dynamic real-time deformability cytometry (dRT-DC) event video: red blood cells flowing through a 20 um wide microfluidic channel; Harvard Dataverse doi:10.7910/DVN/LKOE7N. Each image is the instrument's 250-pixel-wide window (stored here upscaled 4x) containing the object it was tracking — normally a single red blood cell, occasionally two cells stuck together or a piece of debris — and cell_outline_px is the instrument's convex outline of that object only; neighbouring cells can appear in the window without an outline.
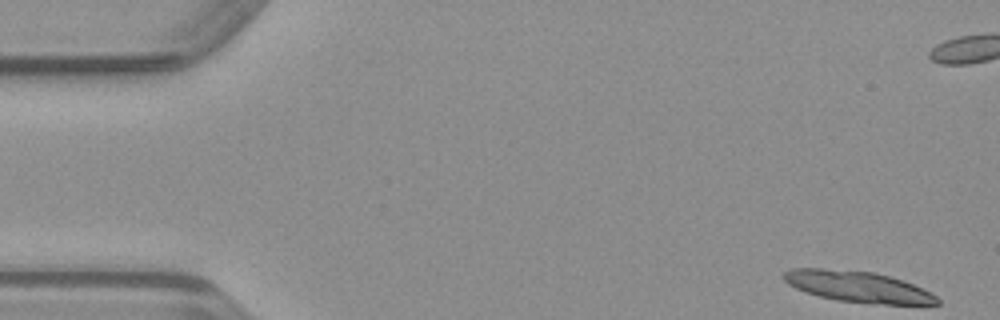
{"species": "common noctule bat (a hibernating species)", "species_latin": "Nyctalus noctula", "temperature_condition": "warm", "stored_images_in_passage": 25, "camera_frame_rate_fps": 3000, "um_per_image_px": 0.085, "animal": {"sex": "male", "body_mass_g": 23.1, "forearm_length_mm": 52.7}, "frame": {"image": 1, "passage_image": 1, "time_ms": 0.0, "image_size_px": [1000, 320], "cell_outline_px": [[940, 304], [872, 304], [836, 300], [804, 292], [788, 284], [784, 280], [784, 272], [792, 268], [824, 268], [872, 272], [904, 280], [936, 296], [940, 300]], "centroid_in_image_um": [72.89, 24.37], "position_along_channel_um": 12.1, "area_um2": 27.57}}